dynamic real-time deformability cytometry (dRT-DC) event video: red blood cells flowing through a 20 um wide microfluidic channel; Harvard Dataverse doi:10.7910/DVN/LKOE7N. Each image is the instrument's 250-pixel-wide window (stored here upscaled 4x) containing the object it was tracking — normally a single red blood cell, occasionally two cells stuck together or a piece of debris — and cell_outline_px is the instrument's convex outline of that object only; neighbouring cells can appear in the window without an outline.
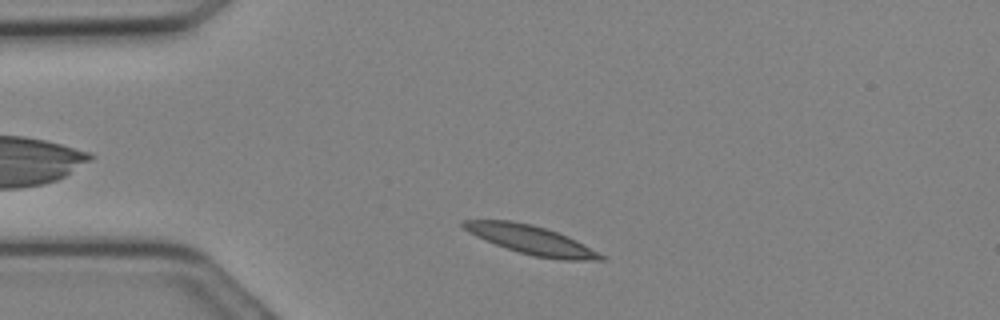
{"species": "Egyptian fruit bat (a non-hibernating species)", "species_latin": "Rousettus aegyptiacus", "temperature_condition": "cold", "stored_images_in_passage": 9, "camera_frame_rate_fps": 3000, "um_per_image_px": 0.085, "animal": {"sex": "female"}, "frame": {"image": 1, "passage_image": 3, "time_ms": 0.667, "image_size_px": [1000, 320], "cell_outline_px": [[608, 256], [604, 260], [560, 260], [532, 256], [496, 244], [476, 236], [468, 232], [460, 224], [460, 220], [512, 220], [532, 224], [568, 236]], "centroid_in_image_um": [45.19, 20.39], "position_along_channel_um": 39.8, "area_um2": 23.06}}
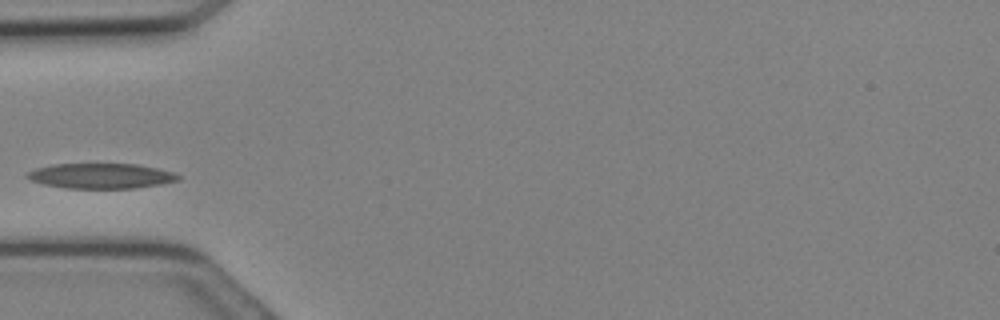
{"frame": {"image": 2, "passage_image": 6, "time_ms": 1.667, "image_size_px": [1000, 320], "cell_outline_px": [[180, 180], [160, 184], [136, 188], [64, 188], [44, 184], [32, 180], [24, 176], [28, 172], [36, 168], [52, 164], [136, 164], [156, 168], [172, 172], [180, 176]], "centroid_in_image_um": [8.57, 14.95], "position_along_channel_um": 76.4, "area_um2": 22.02}}
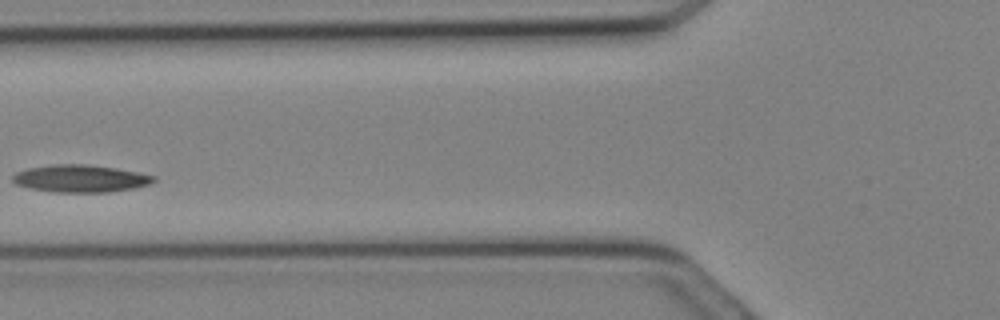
{"frame": {"image": 3, "passage_image": 8, "time_ms": 2.333, "image_size_px": [1000, 320], "cell_outline_px": [[156, 180], [148, 184], [132, 188], [108, 192], [56, 192], [28, 188], [16, 184], [12, 180], [12, 176], [16, 172], [28, 168], [52, 164], [88, 164], [116, 168], [140, 172], [156, 176]], "centroid_in_image_um": [6.83, 15.16], "position_along_channel_um": 119.0, "area_um2": 22.54}}